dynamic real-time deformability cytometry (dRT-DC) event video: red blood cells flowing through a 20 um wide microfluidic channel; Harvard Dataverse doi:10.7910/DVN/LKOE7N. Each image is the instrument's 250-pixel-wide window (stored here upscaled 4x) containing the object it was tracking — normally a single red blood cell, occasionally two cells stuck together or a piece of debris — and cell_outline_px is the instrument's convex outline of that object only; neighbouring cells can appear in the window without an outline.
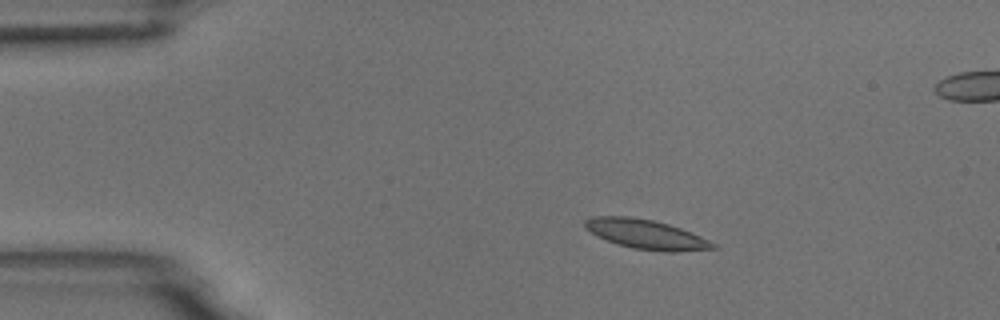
{"species": "common noctule bat (a hibernating species)", "species_latin": "Nyctalus noctula", "temperature_condition": "room temperature", "stored_images_in_passage": 7, "camera_frame_rate_fps": 3000, "um_per_image_px": 0.085, "animal": {"sex": "male", "body_mass_g": 18.8}, "frame": {"image": 1, "passage_image": 4, "time_ms": 3.333, "image_size_px": [1000, 320], "cell_outline_px": [[720, 248], [676, 252], [664, 252], [632, 248], [616, 244], [596, 236], [584, 228], [584, 220], [588, 216], [628, 216], [652, 220], [668, 224], [692, 232], [716, 244]], "centroid_in_image_um": [54.89, 19.92], "position_along_channel_um": 30.1, "area_um2": 22.25}}